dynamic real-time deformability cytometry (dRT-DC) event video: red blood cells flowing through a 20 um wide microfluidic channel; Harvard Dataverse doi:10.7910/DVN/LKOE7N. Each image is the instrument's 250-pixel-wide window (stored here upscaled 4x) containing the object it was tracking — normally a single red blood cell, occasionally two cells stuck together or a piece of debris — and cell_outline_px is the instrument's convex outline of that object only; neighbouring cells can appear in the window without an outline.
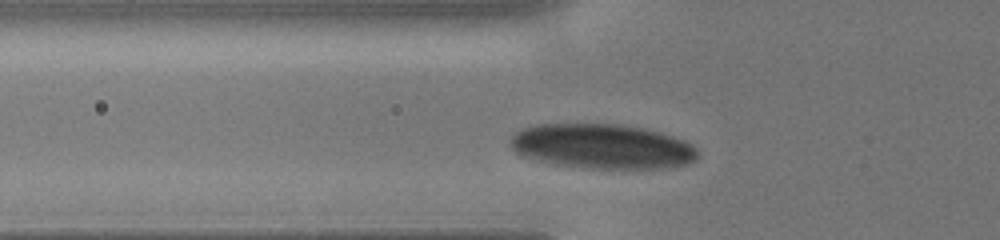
{"species": "human", "species_latin": "Homo sapiens", "temperature_condition": "cold", "stored_images_in_passage": 10, "camera_frame_rate_fps": 3000, "um_per_image_px": 0.085, "donor": {"sex": "male"}, "frame": {"image": 1, "passage_image": 7, "time_ms": 2.0, "image_size_px": [1000, 240], "cell_outline_px": [[700, 152], [696, 160], [688, 164], [668, 168], [592, 168], [552, 164], [516, 152], [508, 144], [508, 140], [512, 132], [520, 128], [536, 124], [620, 124], [644, 128], [660, 132], [684, 140], [692, 144]], "centroid_in_image_um": [51.19, 12.43], "position_along_channel_um": 74.6, "area_um2": 49.25}}
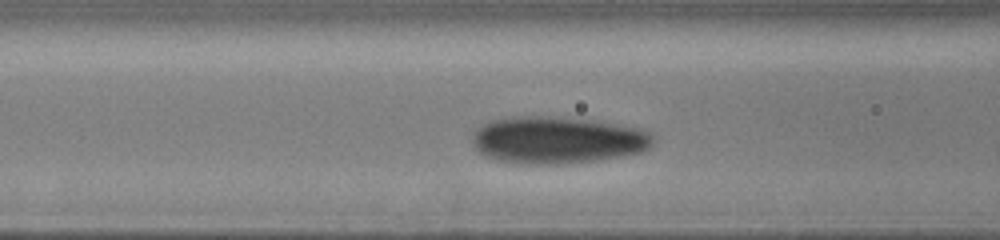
{"frame": {"image": 2, "passage_image": 10, "time_ms": 3.0, "image_size_px": [1000, 240], "cell_outline_px": [[652, 144], [644, 152], [596, 160], [568, 164], [520, 164], [496, 160], [484, 156], [472, 144], [472, 132], [476, 128], [492, 120], [508, 116], [552, 116], [592, 120], [640, 128], [648, 132], [652, 136]], "centroid_in_image_um": [47.33, 11.9], "position_along_channel_um": 119.3, "area_um2": 50.0}}